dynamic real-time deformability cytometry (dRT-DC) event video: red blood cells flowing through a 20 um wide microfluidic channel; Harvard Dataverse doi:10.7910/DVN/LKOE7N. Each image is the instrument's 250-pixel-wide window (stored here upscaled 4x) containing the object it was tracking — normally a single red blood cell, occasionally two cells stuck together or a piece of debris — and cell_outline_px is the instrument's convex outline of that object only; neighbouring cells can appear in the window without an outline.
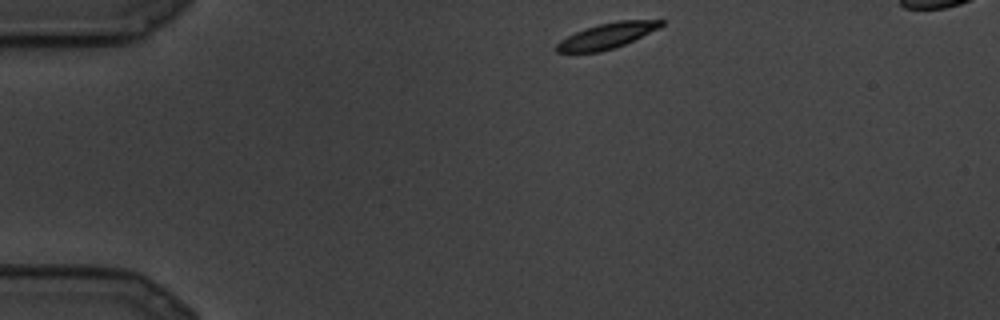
{"species": "common noctule bat (a hibernating species)", "species_latin": "Nyctalus noctula", "temperature_condition": "cold", "stored_images_in_passage": 6, "camera_frame_rate_fps": 3000, "um_per_image_px": 0.085, "animal": {"sex": "male", "body_mass_g": 19.5, "forearm_length_mm": 54.6}, "frame": {"image": 1, "passage_image": 1, "time_ms": 0.0, "image_size_px": [1000, 320], "cell_outline_px": [[664, 24], [660, 28], [624, 44], [600, 52], [556, 52], [556, 44], [560, 40], [584, 28], [596, 24], [620, 20], [664, 20]], "centroid_in_image_um": [51.59, 3.03], "position_along_channel_um": 33.4, "area_um2": 15.43}}
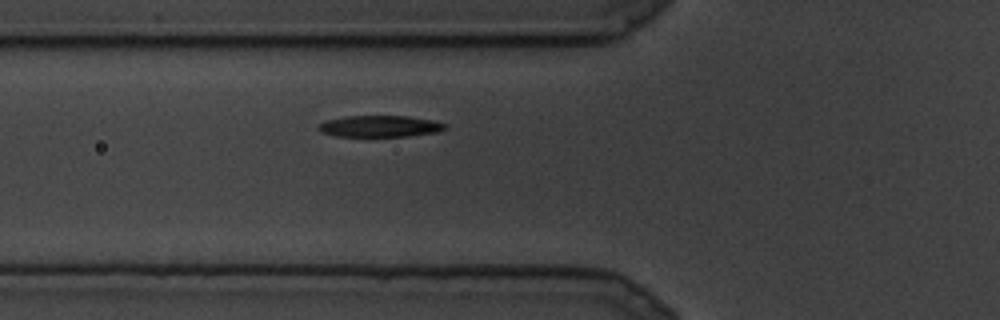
{"frame": {"image": 2, "passage_image": 6, "time_ms": 1.667, "image_size_px": [1000, 320], "cell_outline_px": [[448, 128], [436, 132], [408, 136], [336, 136], [320, 132], [316, 128], [320, 124], [328, 120], [348, 116], [408, 116], [432, 120], [448, 124]], "centroid_in_image_um": [32.32, 10.73], "position_along_channel_um": 93.5, "area_um2": 15.78}}